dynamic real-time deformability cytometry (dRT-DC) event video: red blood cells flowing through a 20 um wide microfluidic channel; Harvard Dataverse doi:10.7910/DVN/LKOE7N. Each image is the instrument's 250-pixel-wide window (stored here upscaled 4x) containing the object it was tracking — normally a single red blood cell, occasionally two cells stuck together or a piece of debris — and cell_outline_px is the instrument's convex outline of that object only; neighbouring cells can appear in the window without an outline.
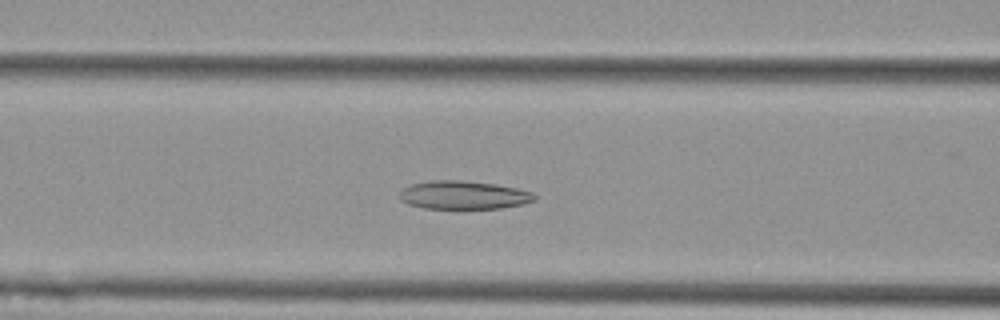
{"species": "Egyptian fruit bat (a non-hibernating species)", "species_latin": "Rousettus aegyptiacus", "temperature_condition": "cold", "stored_images_in_passage": 50, "camera_frame_rate_fps": 3000, "um_per_image_px": 0.085, "animal": {"sex": "female"}, "frame": {"image": 1, "passage_image": 18, "time_ms": 5.667, "image_size_px": [1000, 320], "cell_outline_px": [[536, 200], [524, 204], [500, 208], [424, 208], [408, 204], [400, 200], [400, 192], [404, 188], [412, 184], [436, 180], [460, 180], [496, 184], [516, 188], [532, 192], [536, 196]], "centroid_in_image_um": [39.43, 16.58], "position_along_channel_um": 127.2, "area_um2": 22.14}}
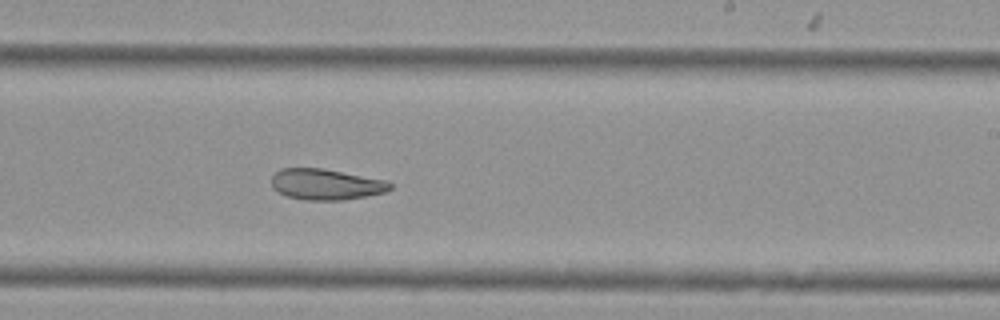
{"frame": {"image": 2, "passage_image": 29, "time_ms": 9.333, "image_size_px": [1000, 320], "cell_outline_px": [[392, 188], [384, 192], [364, 196], [340, 200], [304, 200], [288, 196], [272, 188], [272, 176], [280, 168], [324, 168], [384, 180], [392, 184]], "centroid_in_image_um": [27.68, 15.66], "position_along_channel_um": 261.3, "area_um2": 21.15}}
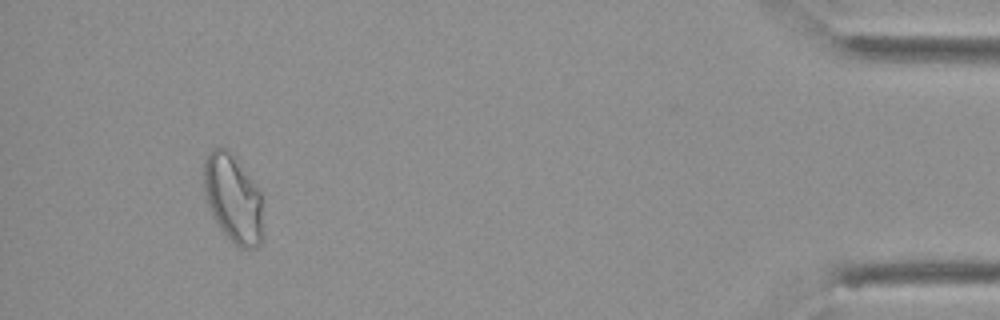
{"frame": {"image": 3, "passage_image": 47, "time_ms": 15.333, "image_size_px": [1000, 320], "cell_outline_px": [[264, 240], [256, 248], [240, 248], [224, 232], [212, 216], [208, 208], [204, 192], [204, 160], [208, 152], [212, 148], [228, 148], [232, 152], [264, 192]], "centroid_in_image_um": [19.9, 16.86], "position_along_channel_um": 415.3, "area_um2": 31.79}, "authors_computed_cell_mechanics": {"area_um2": 25.8077, "velocity_mm_per_s": 3.6756, "shape_relaxation_time_tau1_ms": null, "shape_relaxation_time_tau2_ms": 5.2489, "deformation_change_tau1": null, "deformation_change_tau2": 0.13}}